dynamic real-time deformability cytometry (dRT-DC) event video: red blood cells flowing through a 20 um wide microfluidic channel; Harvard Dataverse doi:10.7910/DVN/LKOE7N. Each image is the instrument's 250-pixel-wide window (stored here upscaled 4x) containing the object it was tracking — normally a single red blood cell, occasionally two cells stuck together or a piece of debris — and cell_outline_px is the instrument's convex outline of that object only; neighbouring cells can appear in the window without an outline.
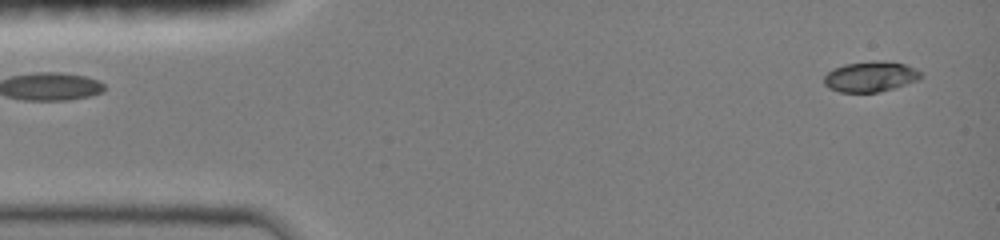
{"species": "common noctule bat (a hibernating species)", "species_latin": "Nyctalus noctula", "temperature_condition": "room temperature", "stored_images_in_passage": 11, "camera_frame_rate_fps": 3000, "um_per_image_px": 0.085, "animal": {"sex": "female", "body_mass_g": 19.0, "forearm_length_mm": 51.5}, "frame": {"image": 1, "passage_image": 1, "time_ms": 0.0, "image_size_px": [1000, 240], "cell_outline_px": [[924, 76], [920, 80], [880, 92], [840, 92], [828, 88], [824, 84], [824, 76], [828, 72], [844, 64], [904, 64], [916, 68]], "centroid_in_image_um": [74.0, 6.58], "position_along_channel_um": 11.0, "area_um2": 16.36}}
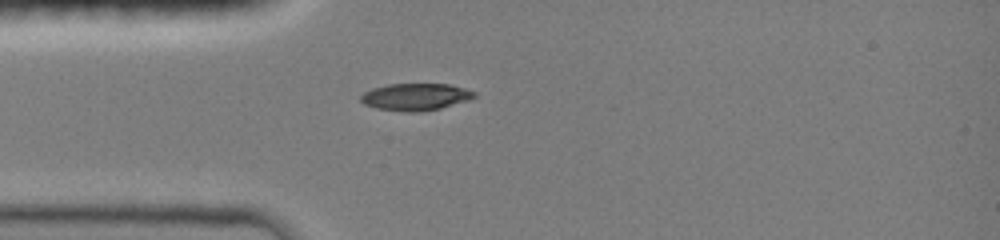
{"frame": {"image": 2, "passage_image": 7, "time_ms": 2.0, "image_size_px": [1000, 240], "cell_outline_px": [[476, 96], [468, 100], [440, 108], [416, 112], [408, 112], [376, 108], [364, 104], [360, 100], [360, 96], [364, 92], [372, 88], [388, 84], [448, 84], [464, 88], [476, 92]], "centroid_in_image_um": [35.3, 8.23], "position_along_channel_um": 49.7, "area_um2": 17.8}}
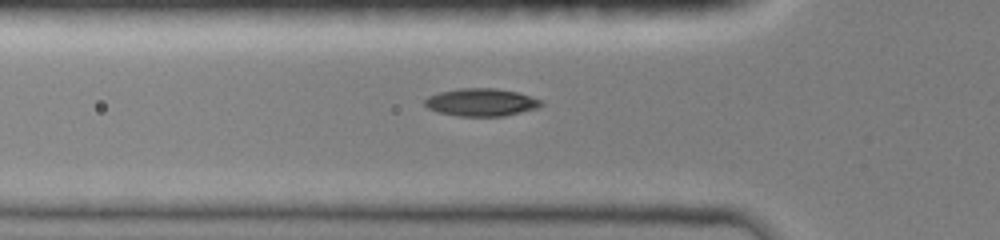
{"frame": {"image": 3, "passage_image": 10, "time_ms": 3.0, "image_size_px": [1000, 240], "cell_outline_px": [[544, 104], [540, 108], [504, 116], [456, 116], [436, 112], [428, 108], [424, 104], [424, 100], [428, 96], [440, 92], [460, 88], [496, 88], [516, 92], [544, 100]], "centroid_in_image_um": [40.93, 8.7], "position_along_channel_um": 84.9, "area_um2": 19.02}}